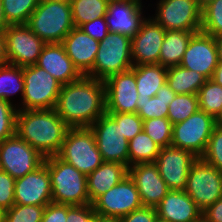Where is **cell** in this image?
Masks as SVG:
<instances>
[{
    "instance_id": "1",
    "label": "cell",
    "mask_w": 222,
    "mask_h": 222,
    "mask_svg": "<svg viewBox=\"0 0 222 222\" xmlns=\"http://www.w3.org/2000/svg\"><path fill=\"white\" fill-rule=\"evenodd\" d=\"M55 110L69 128H89L106 112L104 81L83 75L62 85Z\"/></svg>"
},
{
    "instance_id": "2",
    "label": "cell",
    "mask_w": 222,
    "mask_h": 222,
    "mask_svg": "<svg viewBox=\"0 0 222 222\" xmlns=\"http://www.w3.org/2000/svg\"><path fill=\"white\" fill-rule=\"evenodd\" d=\"M68 129L55 108L18 110L16 134L44 157L59 153Z\"/></svg>"
},
{
    "instance_id": "3",
    "label": "cell",
    "mask_w": 222,
    "mask_h": 222,
    "mask_svg": "<svg viewBox=\"0 0 222 222\" xmlns=\"http://www.w3.org/2000/svg\"><path fill=\"white\" fill-rule=\"evenodd\" d=\"M52 186V202L64 205L91 204L87 176L57 155L45 157Z\"/></svg>"
},
{
    "instance_id": "4",
    "label": "cell",
    "mask_w": 222,
    "mask_h": 222,
    "mask_svg": "<svg viewBox=\"0 0 222 222\" xmlns=\"http://www.w3.org/2000/svg\"><path fill=\"white\" fill-rule=\"evenodd\" d=\"M26 25L45 43H62L75 27L70 1L39 0Z\"/></svg>"
},
{
    "instance_id": "5",
    "label": "cell",
    "mask_w": 222,
    "mask_h": 222,
    "mask_svg": "<svg viewBox=\"0 0 222 222\" xmlns=\"http://www.w3.org/2000/svg\"><path fill=\"white\" fill-rule=\"evenodd\" d=\"M132 67L131 38L109 32L99 42L93 69L86 76L105 81L108 77Z\"/></svg>"
},
{
    "instance_id": "6",
    "label": "cell",
    "mask_w": 222,
    "mask_h": 222,
    "mask_svg": "<svg viewBox=\"0 0 222 222\" xmlns=\"http://www.w3.org/2000/svg\"><path fill=\"white\" fill-rule=\"evenodd\" d=\"M57 156L86 176L104 162L90 128H69Z\"/></svg>"
},
{
    "instance_id": "7",
    "label": "cell",
    "mask_w": 222,
    "mask_h": 222,
    "mask_svg": "<svg viewBox=\"0 0 222 222\" xmlns=\"http://www.w3.org/2000/svg\"><path fill=\"white\" fill-rule=\"evenodd\" d=\"M24 93L18 110L54 109L62 84L39 66L23 67Z\"/></svg>"
},
{
    "instance_id": "8",
    "label": "cell",
    "mask_w": 222,
    "mask_h": 222,
    "mask_svg": "<svg viewBox=\"0 0 222 222\" xmlns=\"http://www.w3.org/2000/svg\"><path fill=\"white\" fill-rule=\"evenodd\" d=\"M216 125L214 117L199 109L185 121L173 125L171 146L201 158Z\"/></svg>"
},
{
    "instance_id": "9",
    "label": "cell",
    "mask_w": 222,
    "mask_h": 222,
    "mask_svg": "<svg viewBox=\"0 0 222 222\" xmlns=\"http://www.w3.org/2000/svg\"><path fill=\"white\" fill-rule=\"evenodd\" d=\"M184 191L204 211L222 197V171L198 158L189 170Z\"/></svg>"
},
{
    "instance_id": "10",
    "label": "cell",
    "mask_w": 222,
    "mask_h": 222,
    "mask_svg": "<svg viewBox=\"0 0 222 222\" xmlns=\"http://www.w3.org/2000/svg\"><path fill=\"white\" fill-rule=\"evenodd\" d=\"M155 22L166 31H201L202 8L197 0H160L157 3Z\"/></svg>"
},
{
    "instance_id": "11",
    "label": "cell",
    "mask_w": 222,
    "mask_h": 222,
    "mask_svg": "<svg viewBox=\"0 0 222 222\" xmlns=\"http://www.w3.org/2000/svg\"><path fill=\"white\" fill-rule=\"evenodd\" d=\"M3 36L8 63L19 67L37 64L46 43L26 24L9 25Z\"/></svg>"
},
{
    "instance_id": "12",
    "label": "cell",
    "mask_w": 222,
    "mask_h": 222,
    "mask_svg": "<svg viewBox=\"0 0 222 222\" xmlns=\"http://www.w3.org/2000/svg\"><path fill=\"white\" fill-rule=\"evenodd\" d=\"M44 161L45 157L17 134L0 143L1 169L14 179L34 171Z\"/></svg>"
},
{
    "instance_id": "13",
    "label": "cell",
    "mask_w": 222,
    "mask_h": 222,
    "mask_svg": "<svg viewBox=\"0 0 222 222\" xmlns=\"http://www.w3.org/2000/svg\"><path fill=\"white\" fill-rule=\"evenodd\" d=\"M104 162H116L129 167L128 140L121 131V122H116L104 113L90 127Z\"/></svg>"
},
{
    "instance_id": "14",
    "label": "cell",
    "mask_w": 222,
    "mask_h": 222,
    "mask_svg": "<svg viewBox=\"0 0 222 222\" xmlns=\"http://www.w3.org/2000/svg\"><path fill=\"white\" fill-rule=\"evenodd\" d=\"M92 206L98 215L121 218L143 207V204L138 189L128 175L98 197Z\"/></svg>"
},
{
    "instance_id": "15",
    "label": "cell",
    "mask_w": 222,
    "mask_h": 222,
    "mask_svg": "<svg viewBox=\"0 0 222 222\" xmlns=\"http://www.w3.org/2000/svg\"><path fill=\"white\" fill-rule=\"evenodd\" d=\"M104 84L106 112L137 113L135 66L108 77Z\"/></svg>"
},
{
    "instance_id": "16",
    "label": "cell",
    "mask_w": 222,
    "mask_h": 222,
    "mask_svg": "<svg viewBox=\"0 0 222 222\" xmlns=\"http://www.w3.org/2000/svg\"><path fill=\"white\" fill-rule=\"evenodd\" d=\"M197 159L198 157L189 151L168 146L161 148L154 163L170 190H185L189 170Z\"/></svg>"
},
{
    "instance_id": "17",
    "label": "cell",
    "mask_w": 222,
    "mask_h": 222,
    "mask_svg": "<svg viewBox=\"0 0 222 222\" xmlns=\"http://www.w3.org/2000/svg\"><path fill=\"white\" fill-rule=\"evenodd\" d=\"M219 62L215 37L202 31L195 33L184 52L180 66L211 79Z\"/></svg>"
},
{
    "instance_id": "18",
    "label": "cell",
    "mask_w": 222,
    "mask_h": 222,
    "mask_svg": "<svg viewBox=\"0 0 222 222\" xmlns=\"http://www.w3.org/2000/svg\"><path fill=\"white\" fill-rule=\"evenodd\" d=\"M15 204L46 206L52 202V186L47 164L15 179Z\"/></svg>"
},
{
    "instance_id": "19",
    "label": "cell",
    "mask_w": 222,
    "mask_h": 222,
    "mask_svg": "<svg viewBox=\"0 0 222 222\" xmlns=\"http://www.w3.org/2000/svg\"><path fill=\"white\" fill-rule=\"evenodd\" d=\"M165 33L166 30L151 17L146 18L140 31L131 39L133 66L159 64Z\"/></svg>"
},
{
    "instance_id": "20",
    "label": "cell",
    "mask_w": 222,
    "mask_h": 222,
    "mask_svg": "<svg viewBox=\"0 0 222 222\" xmlns=\"http://www.w3.org/2000/svg\"><path fill=\"white\" fill-rule=\"evenodd\" d=\"M128 175L138 189L143 206L155 208L170 191L154 162L132 165Z\"/></svg>"
},
{
    "instance_id": "21",
    "label": "cell",
    "mask_w": 222,
    "mask_h": 222,
    "mask_svg": "<svg viewBox=\"0 0 222 222\" xmlns=\"http://www.w3.org/2000/svg\"><path fill=\"white\" fill-rule=\"evenodd\" d=\"M142 0H118L108 3L105 15L109 32L119 33L131 39L140 31L146 17L142 16Z\"/></svg>"
},
{
    "instance_id": "22",
    "label": "cell",
    "mask_w": 222,
    "mask_h": 222,
    "mask_svg": "<svg viewBox=\"0 0 222 222\" xmlns=\"http://www.w3.org/2000/svg\"><path fill=\"white\" fill-rule=\"evenodd\" d=\"M155 208L158 218L168 222L202 220V210L184 190H170Z\"/></svg>"
},
{
    "instance_id": "23",
    "label": "cell",
    "mask_w": 222,
    "mask_h": 222,
    "mask_svg": "<svg viewBox=\"0 0 222 222\" xmlns=\"http://www.w3.org/2000/svg\"><path fill=\"white\" fill-rule=\"evenodd\" d=\"M66 54L82 75H87L94 65L99 41L86 34L81 28L74 27L62 42Z\"/></svg>"
},
{
    "instance_id": "24",
    "label": "cell",
    "mask_w": 222,
    "mask_h": 222,
    "mask_svg": "<svg viewBox=\"0 0 222 222\" xmlns=\"http://www.w3.org/2000/svg\"><path fill=\"white\" fill-rule=\"evenodd\" d=\"M36 65L50 73L62 85L75 82L83 76L66 54L62 43H46Z\"/></svg>"
},
{
    "instance_id": "25",
    "label": "cell",
    "mask_w": 222,
    "mask_h": 222,
    "mask_svg": "<svg viewBox=\"0 0 222 222\" xmlns=\"http://www.w3.org/2000/svg\"><path fill=\"white\" fill-rule=\"evenodd\" d=\"M129 167L116 162H103L97 169L87 175V189L90 203L106 193L128 176Z\"/></svg>"
},
{
    "instance_id": "26",
    "label": "cell",
    "mask_w": 222,
    "mask_h": 222,
    "mask_svg": "<svg viewBox=\"0 0 222 222\" xmlns=\"http://www.w3.org/2000/svg\"><path fill=\"white\" fill-rule=\"evenodd\" d=\"M195 33L197 32L166 31L160 48L159 64L166 68L180 65L189 41Z\"/></svg>"
},
{
    "instance_id": "27",
    "label": "cell",
    "mask_w": 222,
    "mask_h": 222,
    "mask_svg": "<svg viewBox=\"0 0 222 222\" xmlns=\"http://www.w3.org/2000/svg\"><path fill=\"white\" fill-rule=\"evenodd\" d=\"M166 67L160 64H143L135 66V79L138 97H153L166 83Z\"/></svg>"
},
{
    "instance_id": "28",
    "label": "cell",
    "mask_w": 222,
    "mask_h": 222,
    "mask_svg": "<svg viewBox=\"0 0 222 222\" xmlns=\"http://www.w3.org/2000/svg\"><path fill=\"white\" fill-rule=\"evenodd\" d=\"M176 93L165 83L151 98L138 97L137 114L142 120L165 118L168 115V105L176 97Z\"/></svg>"
},
{
    "instance_id": "29",
    "label": "cell",
    "mask_w": 222,
    "mask_h": 222,
    "mask_svg": "<svg viewBox=\"0 0 222 222\" xmlns=\"http://www.w3.org/2000/svg\"><path fill=\"white\" fill-rule=\"evenodd\" d=\"M206 80L198 72L180 65L167 69L166 83L176 94H198Z\"/></svg>"
},
{
    "instance_id": "30",
    "label": "cell",
    "mask_w": 222,
    "mask_h": 222,
    "mask_svg": "<svg viewBox=\"0 0 222 222\" xmlns=\"http://www.w3.org/2000/svg\"><path fill=\"white\" fill-rule=\"evenodd\" d=\"M129 167L139 163H153L161 147L143 130L128 142Z\"/></svg>"
},
{
    "instance_id": "31",
    "label": "cell",
    "mask_w": 222,
    "mask_h": 222,
    "mask_svg": "<svg viewBox=\"0 0 222 222\" xmlns=\"http://www.w3.org/2000/svg\"><path fill=\"white\" fill-rule=\"evenodd\" d=\"M107 0H70L74 26L80 28L94 19L105 17Z\"/></svg>"
},
{
    "instance_id": "32",
    "label": "cell",
    "mask_w": 222,
    "mask_h": 222,
    "mask_svg": "<svg viewBox=\"0 0 222 222\" xmlns=\"http://www.w3.org/2000/svg\"><path fill=\"white\" fill-rule=\"evenodd\" d=\"M24 93L23 67L7 63L0 66V99L11 102V96Z\"/></svg>"
},
{
    "instance_id": "33",
    "label": "cell",
    "mask_w": 222,
    "mask_h": 222,
    "mask_svg": "<svg viewBox=\"0 0 222 222\" xmlns=\"http://www.w3.org/2000/svg\"><path fill=\"white\" fill-rule=\"evenodd\" d=\"M197 95L199 109L216 119L222 111V86L207 79Z\"/></svg>"
},
{
    "instance_id": "34",
    "label": "cell",
    "mask_w": 222,
    "mask_h": 222,
    "mask_svg": "<svg viewBox=\"0 0 222 222\" xmlns=\"http://www.w3.org/2000/svg\"><path fill=\"white\" fill-rule=\"evenodd\" d=\"M39 0H2L5 20L9 25L27 24Z\"/></svg>"
},
{
    "instance_id": "35",
    "label": "cell",
    "mask_w": 222,
    "mask_h": 222,
    "mask_svg": "<svg viewBox=\"0 0 222 222\" xmlns=\"http://www.w3.org/2000/svg\"><path fill=\"white\" fill-rule=\"evenodd\" d=\"M197 110H199L197 94H177L172 102L168 105L167 118L174 125L185 121Z\"/></svg>"
},
{
    "instance_id": "36",
    "label": "cell",
    "mask_w": 222,
    "mask_h": 222,
    "mask_svg": "<svg viewBox=\"0 0 222 222\" xmlns=\"http://www.w3.org/2000/svg\"><path fill=\"white\" fill-rule=\"evenodd\" d=\"M173 124L165 118L143 120V131L161 148L171 146Z\"/></svg>"
},
{
    "instance_id": "37",
    "label": "cell",
    "mask_w": 222,
    "mask_h": 222,
    "mask_svg": "<svg viewBox=\"0 0 222 222\" xmlns=\"http://www.w3.org/2000/svg\"><path fill=\"white\" fill-rule=\"evenodd\" d=\"M201 31L217 37L222 35V0H214L202 8Z\"/></svg>"
},
{
    "instance_id": "38",
    "label": "cell",
    "mask_w": 222,
    "mask_h": 222,
    "mask_svg": "<svg viewBox=\"0 0 222 222\" xmlns=\"http://www.w3.org/2000/svg\"><path fill=\"white\" fill-rule=\"evenodd\" d=\"M45 207L14 204L6 210L4 222H41Z\"/></svg>"
},
{
    "instance_id": "39",
    "label": "cell",
    "mask_w": 222,
    "mask_h": 222,
    "mask_svg": "<svg viewBox=\"0 0 222 222\" xmlns=\"http://www.w3.org/2000/svg\"><path fill=\"white\" fill-rule=\"evenodd\" d=\"M18 107L0 99V143L16 134Z\"/></svg>"
},
{
    "instance_id": "40",
    "label": "cell",
    "mask_w": 222,
    "mask_h": 222,
    "mask_svg": "<svg viewBox=\"0 0 222 222\" xmlns=\"http://www.w3.org/2000/svg\"><path fill=\"white\" fill-rule=\"evenodd\" d=\"M201 158L217 170L222 171V126H215Z\"/></svg>"
},
{
    "instance_id": "41",
    "label": "cell",
    "mask_w": 222,
    "mask_h": 222,
    "mask_svg": "<svg viewBox=\"0 0 222 222\" xmlns=\"http://www.w3.org/2000/svg\"><path fill=\"white\" fill-rule=\"evenodd\" d=\"M106 113L116 122H121V131L128 141L143 130V120L137 113Z\"/></svg>"
},
{
    "instance_id": "42",
    "label": "cell",
    "mask_w": 222,
    "mask_h": 222,
    "mask_svg": "<svg viewBox=\"0 0 222 222\" xmlns=\"http://www.w3.org/2000/svg\"><path fill=\"white\" fill-rule=\"evenodd\" d=\"M15 179L7 172L0 171V207L8 210L15 204Z\"/></svg>"
},
{
    "instance_id": "43",
    "label": "cell",
    "mask_w": 222,
    "mask_h": 222,
    "mask_svg": "<svg viewBox=\"0 0 222 222\" xmlns=\"http://www.w3.org/2000/svg\"><path fill=\"white\" fill-rule=\"evenodd\" d=\"M96 216L92 204L67 205L66 222H95Z\"/></svg>"
},
{
    "instance_id": "44",
    "label": "cell",
    "mask_w": 222,
    "mask_h": 222,
    "mask_svg": "<svg viewBox=\"0 0 222 222\" xmlns=\"http://www.w3.org/2000/svg\"><path fill=\"white\" fill-rule=\"evenodd\" d=\"M86 34L97 41H102L109 33L106 18L100 17L83 24L80 27Z\"/></svg>"
},
{
    "instance_id": "45",
    "label": "cell",
    "mask_w": 222,
    "mask_h": 222,
    "mask_svg": "<svg viewBox=\"0 0 222 222\" xmlns=\"http://www.w3.org/2000/svg\"><path fill=\"white\" fill-rule=\"evenodd\" d=\"M157 217L156 208L143 206L120 219L121 222H154Z\"/></svg>"
},
{
    "instance_id": "46",
    "label": "cell",
    "mask_w": 222,
    "mask_h": 222,
    "mask_svg": "<svg viewBox=\"0 0 222 222\" xmlns=\"http://www.w3.org/2000/svg\"><path fill=\"white\" fill-rule=\"evenodd\" d=\"M67 205L49 203L46 205L41 222H66Z\"/></svg>"
},
{
    "instance_id": "47",
    "label": "cell",
    "mask_w": 222,
    "mask_h": 222,
    "mask_svg": "<svg viewBox=\"0 0 222 222\" xmlns=\"http://www.w3.org/2000/svg\"><path fill=\"white\" fill-rule=\"evenodd\" d=\"M205 222H222V197L202 211Z\"/></svg>"
},
{
    "instance_id": "48",
    "label": "cell",
    "mask_w": 222,
    "mask_h": 222,
    "mask_svg": "<svg viewBox=\"0 0 222 222\" xmlns=\"http://www.w3.org/2000/svg\"><path fill=\"white\" fill-rule=\"evenodd\" d=\"M8 63V59L5 51V40L3 33H0V66Z\"/></svg>"
},
{
    "instance_id": "49",
    "label": "cell",
    "mask_w": 222,
    "mask_h": 222,
    "mask_svg": "<svg viewBox=\"0 0 222 222\" xmlns=\"http://www.w3.org/2000/svg\"><path fill=\"white\" fill-rule=\"evenodd\" d=\"M211 80L214 81L216 84L222 86V61L218 62V65L214 70Z\"/></svg>"
},
{
    "instance_id": "50",
    "label": "cell",
    "mask_w": 222,
    "mask_h": 222,
    "mask_svg": "<svg viewBox=\"0 0 222 222\" xmlns=\"http://www.w3.org/2000/svg\"><path fill=\"white\" fill-rule=\"evenodd\" d=\"M9 26L5 20V15L2 6V0H0V33H4L5 29Z\"/></svg>"
},
{
    "instance_id": "51",
    "label": "cell",
    "mask_w": 222,
    "mask_h": 222,
    "mask_svg": "<svg viewBox=\"0 0 222 222\" xmlns=\"http://www.w3.org/2000/svg\"><path fill=\"white\" fill-rule=\"evenodd\" d=\"M95 222H121V219L117 217L101 216L97 214Z\"/></svg>"
},
{
    "instance_id": "52",
    "label": "cell",
    "mask_w": 222,
    "mask_h": 222,
    "mask_svg": "<svg viewBox=\"0 0 222 222\" xmlns=\"http://www.w3.org/2000/svg\"><path fill=\"white\" fill-rule=\"evenodd\" d=\"M215 40L218 47L219 61H222V35L215 37Z\"/></svg>"
},
{
    "instance_id": "53",
    "label": "cell",
    "mask_w": 222,
    "mask_h": 222,
    "mask_svg": "<svg viewBox=\"0 0 222 222\" xmlns=\"http://www.w3.org/2000/svg\"><path fill=\"white\" fill-rule=\"evenodd\" d=\"M211 1H214V0H197L199 6L201 8H203L204 6H206L208 3H210Z\"/></svg>"
},
{
    "instance_id": "54",
    "label": "cell",
    "mask_w": 222,
    "mask_h": 222,
    "mask_svg": "<svg viewBox=\"0 0 222 222\" xmlns=\"http://www.w3.org/2000/svg\"><path fill=\"white\" fill-rule=\"evenodd\" d=\"M6 210L0 207V222H4Z\"/></svg>"
},
{
    "instance_id": "55",
    "label": "cell",
    "mask_w": 222,
    "mask_h": 222,
    "mask_svg": "<svg viewBox=\"0 0 222 222\" xmlns=\"http://www.w3.org/2000/svg\"><path fill=\"white\" fill-rule=\"evenodd\" d=\"M216 124L219 126H222V111L220 112V114L216 118Z\"/></svg>"
},
{
    "instance_id": "56",
    "label": "cell",
    "mask_w": 222,
    "mask_h": 222,
    "mask_svg": "<svg viewBox=\"0 0 222 222\" xmlns=\"http://www.w3.org/2000/svg\"><path fill=\"white\" fill-rule=\"evenodd\" d=\"M154 222H168V221L162 220V219L157 217Z\"/></svg>"
},
{
    "instance_id": "57",
    "label": "cell",
    "mask_w": 222,
    "mask_h": 222,
    "mask_svg": "<svg viewBox=\"0 0 222 222\" xmlns=\"http://www.w3.org/2000/svg\"><path fill=\"white\" fill-rule=\"evenodd\" d=\"M52 1H70V0H52Z\"/></svg>"
}]
</instances>
